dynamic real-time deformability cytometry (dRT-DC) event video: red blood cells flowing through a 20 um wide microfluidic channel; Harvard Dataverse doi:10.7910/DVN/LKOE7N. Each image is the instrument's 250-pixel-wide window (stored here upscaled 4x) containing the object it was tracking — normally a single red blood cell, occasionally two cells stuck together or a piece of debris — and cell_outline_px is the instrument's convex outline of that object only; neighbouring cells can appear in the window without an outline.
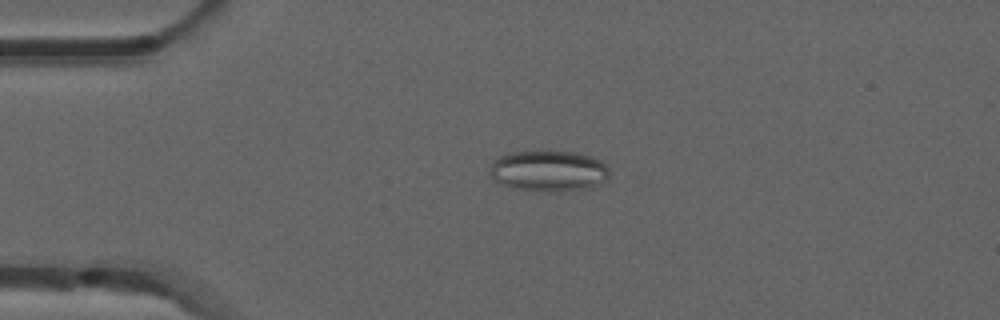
{"species": "common noctule bat (a hibernating species)", "species_latin": "Nyctalus noctula", "temperature_condition": "room temperature", "stored_images_in_passage": 51, "camera_frame_rate_fps": 3000, "um_per_image_px": 0.085, "animal": {"sex": "male", "forearm_length_mm": 52.5}, "frame": {"image": 1, "passage_image": 11, "time_ms": 3.333, "image_size_px": [1000, 320], "cell_outline_px": [[608, 180], [588, 188], [560, 192], [548, 192], [512, 188], [496, 180], [488, 172], [492, 160], [500, 156], [512, 152], [544, 148], [548, 148], [576, 152], [600, 160], [608, 168]], "centroid_in_image_um": [46.61, 14.49], "position_along_channel_um": 38.4, "area_um2": 29.42}}
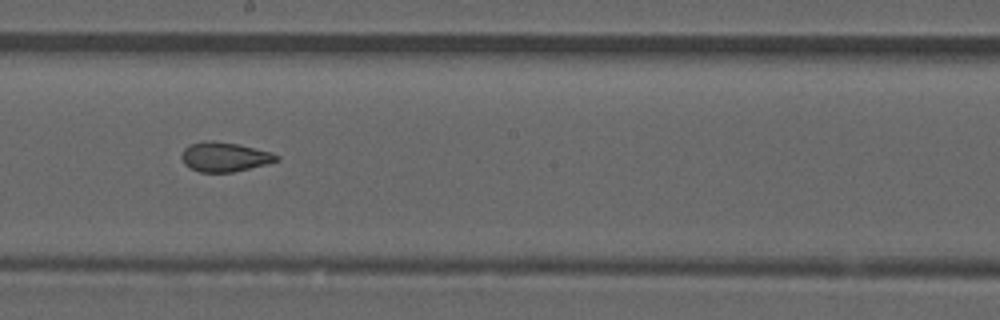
{"frame": {"image": 2, "passage_image": 28, "time_ms": 9.0, "image_size_px": [1000, 320], "cell_outline_px": [[280, 160], [232, 172], [200, 172], [184, 164], [180, 156], [184, 148], [188, 144], [204, 140], [212, 140], [236, 144], [272, 152], [280, 156]], "centroid_in_image_um": [19.05, 13.32], "position_along_channel_um": 229.1, "area_um2": 16.24}}
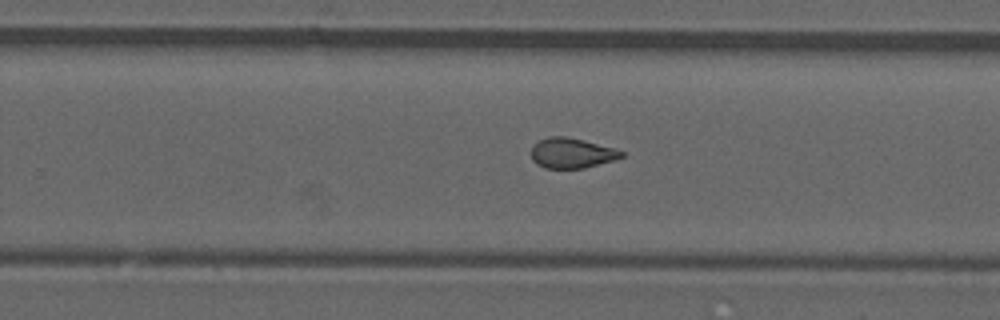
{"frame": {"image": 3, "passage_image": 32, "time_ms": 10.333, "image_size_px": [1000, 320], "cell_outline_px": [[624, 156], [616, 160], [584, 168], [544, 168], [536, 164], [532, 160], [532, 148], [540, 140], [548, 136], [564, 136], [584, 140], [616, 148], [624, 152]], "centroid_in_image_um": [48.63, 13.01], "position_along_channel_um": 281.2, "area_um2": 15.95}, "authors_computed_cell_mechanics": {"area_um2": 16.9932, "velocity_mm_per_s": 3.9227, "shape_relaxation_time_tau1_ms": null, "shape_relaxation_time_tau2_ms": 1.3447, "deformation_change_tau1": null, "deformation_change_tau2": 0.0682}}